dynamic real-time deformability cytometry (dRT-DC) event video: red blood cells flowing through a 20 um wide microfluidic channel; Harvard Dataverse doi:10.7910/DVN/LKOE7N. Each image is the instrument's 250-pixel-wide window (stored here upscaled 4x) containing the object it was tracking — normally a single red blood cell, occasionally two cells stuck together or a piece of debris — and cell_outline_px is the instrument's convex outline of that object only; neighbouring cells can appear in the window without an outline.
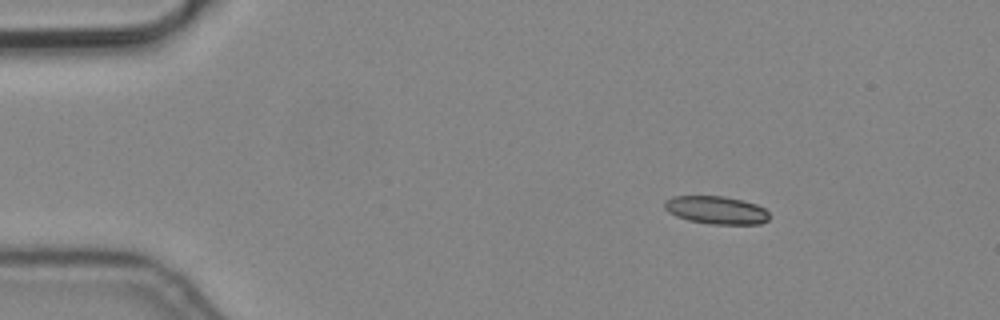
{"species": "common noctule bat (a hibernating species)", "species_latin": "Nyctalus noctula", "temperature_condition": "cold", "stored_images_in_passage": 8, "camera_frame_rate_fps": 3000, "um_per_image_px": 0.085, "animal": {"sex": "male", "body_mass_g": 19.2, "forearm_length_mm": 51.8}, "frame": {"image": 1, "passage_image": 3, "time_ms": 0.667, "image_size_px": [1000, 320], "cell_outline_px": [[768, 220], [760, 224], [708, 224], [688, 220], [676, 216], [668, 212], [664, 208], [664, 200], [672, 196], [724, 196], [756, 204], [764, 208], [768, 212]], "centroid_in_image_um": [60.85, 17.86], "position_along_channel_um": 24.2, "area_um2": 17.11}}
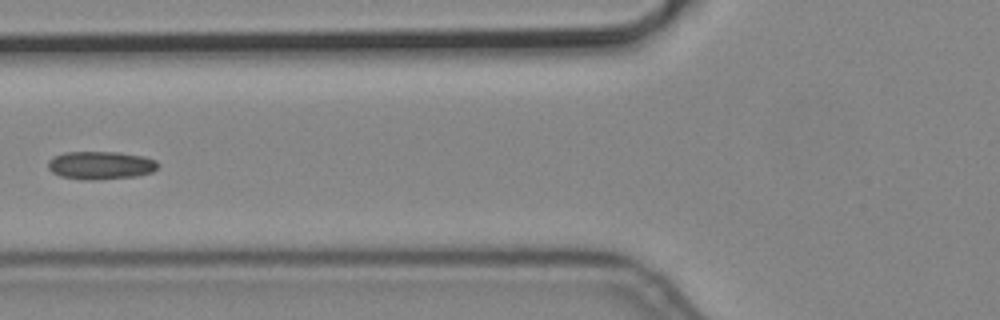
{"frame": {"image": 2, "passage_image": 7, "time_ms": 2.0, "image_size_px": [1000, 320], "cell_outline_px": [[160, 164], [152, 172], [136, 176], [96, 180], [84, 180], [60, 176], [52, 172], [48, 168], [48, 160], [52, 156], [64, 152], [120, 152], [144, 156], [156, 160]], "centroid_in_image_um": [8.54, 14.04], "position_along_channel_um": 117.3, "area_um2": 18.21}}
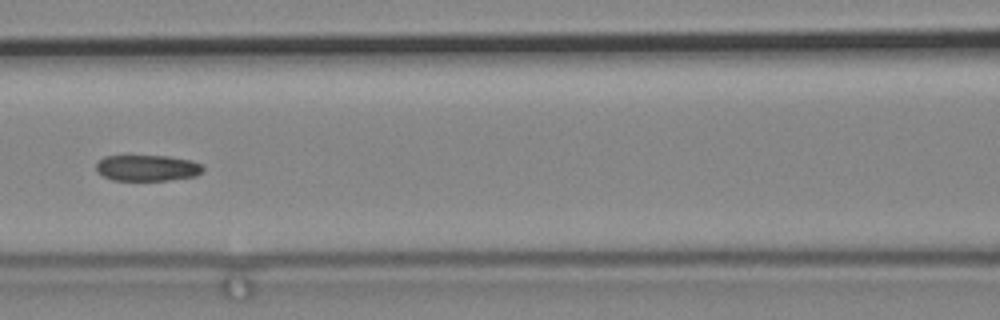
{"frame": {"image": 3, "passage_image": 8, "time_ms": 2.333, "image_size_px": [1000, 320], "cell_outline_px": [[204, 168], [196, 176], [168, 180], [112, 180], [96, 172], [96, 164], [104, 156], [168, 156], [192, 160], [200, 164]], "centroid_in_image_um": [12.5, 14.27], "position_along_channel_um": 154.1, "area_um2": 16.18}}